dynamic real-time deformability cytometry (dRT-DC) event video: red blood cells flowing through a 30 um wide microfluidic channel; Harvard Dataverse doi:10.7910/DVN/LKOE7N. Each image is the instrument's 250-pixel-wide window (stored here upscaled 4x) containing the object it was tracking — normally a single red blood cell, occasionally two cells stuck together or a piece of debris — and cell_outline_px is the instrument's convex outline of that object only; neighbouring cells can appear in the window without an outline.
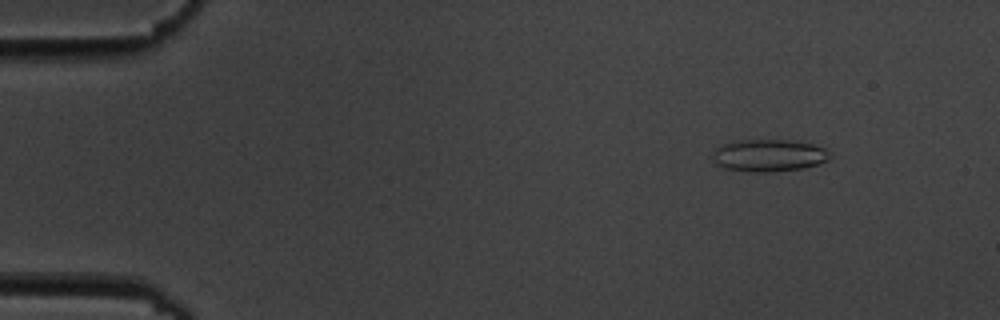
{"species": "common noctule bat (a hibernating species)", "species_latin": "Nyctalus noctula", "temperature_condition": "cold", "stored_images_in_passage": 13, "camera_frame_rate_fps": 3000, "um_per_image_px": 0.085, "animal": {"sex": "male", "body_mass_g": 19.5, "forearm_length_mm": 54.6}, "frame": {"image": 1, "passage_image": 2, "time_ms": 1.333, "image_size_px": [1000, 320], "cell_outline_px": [[832, 156], [828, 160], [820, 164], [804, 168], [768, 172], [752, 172], [724, 168], [716, 164], [712, 160], [712, 156], [716, 148], [720, 144], [732, 140], [788, 140], [812, 144], [824, 148]], "centroid_in_image_um": [65.32, 13.21], "position_along_channel_um": 19.7, "area_um2": 22.25}}
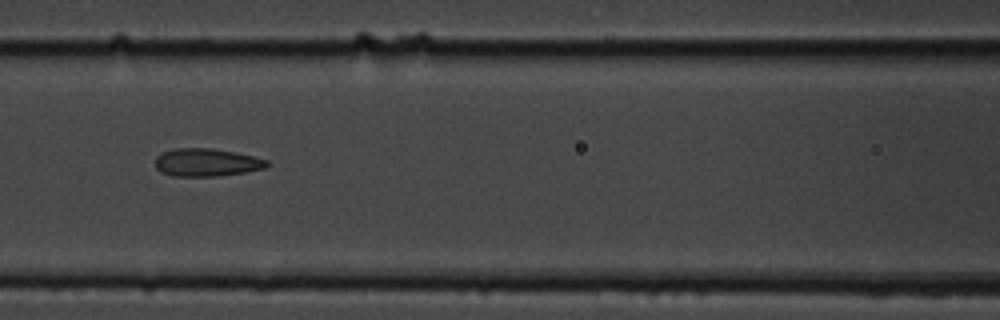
{"frame": {"image": 2, "passage_image": 7, "time_ms": 7.667, "image_size_px": [1000, 320], "cell_outline_px": [[272, 164], [264, 168], [244, 172], [220, 176], [172, 176], [160, 172], [156, 168], [156, 156], [164, 152], [176, 148], [208, 148], [232, 152], [252, 156], [268, 160]], "centroid_in_image_um": [17.56, 13.82], "position_along_channel_um": 149.0, "area_um2": 18.03}}
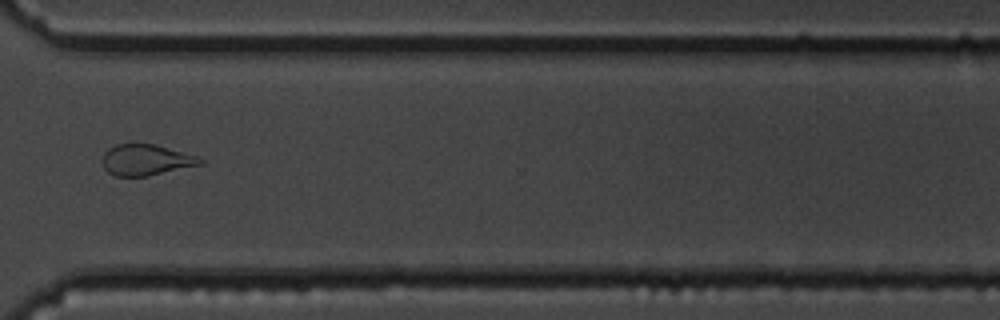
{"frame": {"image": 3, "passage_image": 12, "time_ms": 13.667, "image_size_px": [1000, 320], "cell_outline_px": [[204, 164], [148, 176], [116, 176], [108, 172], [104, 168], [104, 152], [108, 148], [116, 144], [156, 144], [196, 156], [204, 160]], "centroid_in_image_um": [12.43, 13.59], "position_along_channel_um": 358.2, "area_um2": 17.57}, "authors_computed_cell_mechanics": {"area_um2": 18.3226, "velocity_mm_per_s": 3.4967, "shape_relaxation_time_tau1_ms": 3.4122, "shape_relaxation_time_tau2_ms": 1.3672, "deformation_change_tau1": 0.1317, "deformation_change_tau2": 0.0951}}